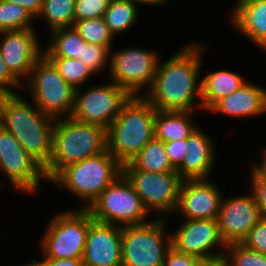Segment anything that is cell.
<instances>
[{
	"instance_id": "22",
	"label": "cell",
	"mask_w": 266,
	"mask_h": 266,
	"mask_svg": "<svg viewBox=\"0 0 266 266\" xmlns=\"http://www.w3.org/2000/svg\"><path fill=\"white\" fill-rule=\"evenodd\" d=\"M202 110L209 111L218 101L237 91L247 80L231 70H217L201 78Z\"/></svg>"
},
{
	"instance_id": "35",
	"label": "cell",
	"mask_w": 266,
	"mask_h": 266,
	"mask_svg": "<svg viewBox=\"0 0 266 266\" xmlns=\"http://www.w3.org/2000/svg\"><path fill=\"white\" fill-rule=\"evenodd\" d=\"M164 144L171 165L177 169L186 155V139L164 142Z\"/></svg>"
},
{
	"instance_id": "2",
	"label": "cell",
	"mask_w": 266,
	"mask_h": 266,
	"mask_svg": "<svg viewBox=\"0 0 266 266\" xmlns=\"http://www.w3.org/2000/svg\"><path fill=\"white\" fill-rule=\"evenodd\" d=\"M56 119L43 114L17 93H10L2 105L0 125L11 132L21 147L44 169L53 151Z\"/></svg>"
},
{
	"instance_id": "11",
	"label": "cell",
	"mask_w": 266,
	"mask_h": 266,
	"mask_svg": "<svg viewBox=\"0 0 266 266\" xmlns=\"http://www.w3.org/2000/svg\"><path fill=\"white\" fill-rule=\"evenodd\" d=\"M131 95L115 83L97 84L86 91L75 90L71 117L77 121L109 128Z\"/></svg>"
},
{
	"instance_id": "17",
	"label": "cell",
	"mask_w": 266,
	"mask_h": 266,
	"mask_svg": "<svg viewBox=\"0 0 266 266\" xmlns=\"http://www.w3.org/2000/svg\"><path fill=\"white\" fill-rule=\"evenodd\" d=\"M222 199V192L209 179L183 180L175 214L184 219H217Z\"/></svg>"
},
{
	"instance_id": "6",
	"label": "cell",
	"mask_w": 266,
	"mask_h": 266,
	"mask_svg": "<svg viewBox=\"0 0 266 266\" xmlns=\"http://www.w3.org/2000/svg\"><path fill=\"white\" fill-rule=\"evenodd\" d=\"M26 83L32 102L55 119L70 117L73 112L75 90L60 75L55 64L43 54L34 64Z\"/></svg>"
},
{
	"instance_id": "21",
	"label": "cell",
	"mask_w": 266,
	"mask_h": 266,
	"mask_svg": "<svg viewBox=\"0 0 266 266\" xmlns=\"http://www.w3.org/2000/svg\"><path fill=\"white\" fill-rule=\"evenodd\" d=\"M230 14L237 31L262 51L266 49V0H236Z\"/></svg>"
},
{
	"instance_id": "13",
	"label": "cell",
	"mask_w": 266,
	"mask_h": 266,
	"mask_svg": "<svg viewBox=\"0 0 266 266\" xmlns=\"http://www.w3.org/2000/svg\"><path fill=\"white\" fill-rule=\"evenodd\" d=\"M0 170L17 191L33 194L40 181L48 182L44 168L31 157L13 134L0 125Z\"/></svg>"
},
{
	"instance_id": "20",
	"label": "cell",
	"mask_w": 266,
	"mask_h": 266,
	"mask_svg": "<svg viewBox=\"0 0 266 266\" xmlns=\"http://www.w3.org/2000/svg\"><path fill=\"white\" fill-rule=\"evenodd\" d=\"M236 118H251L266 113V88L246 81L237 91L218 101L209 112Z\"/></svg>"
},
{
	"instance_id": "9",
	"label": "cell",
	"mask_w": 266,
	"mask_h": 266,
	"mask_svg": "<svg viewBox=\"0 0 266 266\" xmlns=\"http://www.w3.org/2000/svg\"><path fill=\"white\" fill-rule=\"evenodd\" d=\"M166 220L158 216L144 224L122 226V266H163L171 248Z\"/></svg>"
},
{
	"instance_id": "33",
	"label": "cell",
	"mask_w": 266,
	"mask_h": 266,
	"mask_svg": "<svg viewBox=\"0 0 266 266\" xmlns=\"http://www.w3.org/2000/svg\"><path fill=\"white\" fill-rule=\"evenodd\" d=\"M112 0H75V21L103 17Z\"/></svg>"
},
{
	"instance_id": "12",
	"label": "cell",
	"mask_w": 266,
	"mask_h": 266,
	"mask_svg": "<svg viewBox=\"0 0 266 266\" xmlns=\"http://www.w3.org/2000/svg\"><path fill=\"white\" fill-rule=\"evenodd\" d=\"M133 185L144 208L160 218L175 213L183 179L177 172L152 173L141 170H122Z\"/></svg>"
},
{
	"instance_id": "18",
	"label": "cell",
	"mask_w": 266,
	"mask_h": 266,
	"mask_svg": "<svg viewBox=\"0 0 266 266\" xmlns=\"http://www.w3.org/2000/svg\"><path fill=\"white\" fill-rule=\"evenodd\" d=\"M82 261L83 266H122V226L91 217Z\"/></svg>"
},
{
	"instance_id": "10",
	"label": "cell",
	"mask_w": 266,
	"mask_h": 266,
	"mask_svg": "<svg viewBox=\"0 0 266 266\" xmlns=\"http://www.w3.org/2000/svg\"><path fill=\"white\" fill-rule=\"evenodd\" d=\"M156 52L141 47L112 50L109 60L111 82L125 89L131 96H141L140 89L146 88L148 91L154 81L161 59Z\"/></svg>"
},
{
	"instance_id": "31",
	"label": "cell",
	"mask_w": 266,
	"mask_h": 266,
	"mask_svg": "<svg viewBox=\"0 0 266 266\" xmlns=\"http://www.w3.org/2000/svg\"><path fill=\"white\" fill-rule=\"evenodd\" d=\"M224 256L228 266H266V255L248 249L242 243L227 245Z\"/></svg>"
},
{
	"instance_id": "38",
	"label": "cell",
	"mask_w": 266,
	"mask_h": 266,
	"mask_svg": "<svg viewBox=\"0 0 266 266\" xmlns=\"http://www.w3.org/2000/svg\"><path fill=\"white\" fill-rule=\"evenodd\" d=\"M0 87L4 88L9 93H16L15 87L23 88L22 84L8 70L1 54H0Z\"/></svg>"
},
{
	"instance_id": "4",
	"label": "cell",
	"mask_w": 266,
	"mask_h": 266,
	"mask_svg": "<svg viewBox=\"0 0 266 266\" xmlns=\"http://www.w3.org/2000/svg\"><path fill=\"white\" fill-rule=\"evenodd\" d=\"M107 151V130L74 118L56 119L53 151L44 169L48 182L65 166Z\"/></svg>"
},
{
	"instance_id": "42",
	"label": "cell",
	"mask_w": 266,
	"mask_h": 266,
	"mask_svg": "<svg viewBox=\"0 0 266 266\" xmlns=\"http://www.w3.org/2000/svg\"><path fill=\"white\" fill-rule=\"evenodd\" d=\"M197 266H228V262L223 255L212 259L200 260Z\"/></svg>"
},
{
	"instance_id": "34",
	"label": "cell",
	"mask_w": 266,
	"mask_h": 266,
	"mask_svg": "<svg viewBox=\"0 0 266 266\" xmlns=\"http://www.w3.org/2000/svg\"><path fill=\"white\" fill-rule=\"evenodd\" d=\"M242 244L266 255V218L262 217L250 230Z\"/></svg>"
},
{
	"instance_id": "43",
	"label": "cell",
	"mask_w": 266,
	"mask_h": 266,
	"mask_svg": "<svg viewBox=\"0 0 266 266\" xmlns=\"http://www.w3.org/2000/svg\"><path fill=\"white\" fill-rule=\"evenodd\" d=\"M130 2L134 3L138 6L139 3L145 4V5H154V6H163V4L168 0H129Z\"/></svg>"
},
{
	"instance_id": "19",
	"label": "cell",
	"mask_w": 266,
	"mask_h": 266,
	"mask_svg": "<svg viewBox=\"0 0 266 266\" xmlns=\"http://www.w3.org/2000/svg\"><path fill=\"white\" fill-rule=\"evenodd\" d=\"M203 130L196 128L186 139L187 151L176 172L183 180L209 179L215 163V145Z\"/></svg>"
},
{
	"instance_id": "37",
	"label": "cell",
	"mask_w": 266,
	"mask_h": 266,
	"mask_svg": "<svg viewBox=\"0 0 266 266\" xmlns=\"http://www.w3.org/2000/svg\"><path fill=\"white\" fill-rule=\"evenodd\" d=\"M200 259L170 248L164 259L163 266H197Z\"/></svg>"
},
{
	"instance_id": "8",
	"label": "cell",
	"mask_w": 266,
	"mask_h": 266,
	"mask_svg": "<svg viewBox=\"0 0 266 266\" xmlns=\"http://www.w3.org/2000/svg\"><path fill=\"white\" fill-rule=\"evenodd\" d=\"M42 235L43 258L82 259L91 215L86 209L65 211L53 216Z\"/></svg>"
},
{
	"instance_id": "32",
	"label": "cell",
	"mask_w": 266,
	"mask_h": 266,
	"mask_svg": "<svg viewBox=\"0 0 266 266\" xmlns=\"http://www.w3.org/2000/svg\"><path fill=\"white\" fill-rule=\"evenodd\" d=\"M112 49L94 43H86L83 46L82 58H79L93 73L99 72L110 62V52Z\"/></svg>"
},
{
	"instance_id": "29",
	"label": "cell",
	"mask_w": 266,
	"mask_h": 266,
	"mask_svg": "<svg viewBox=\"0 0 266 266\" xmlns=\"http://www.w3.org/2000/svg\"><path fill=\"white\" fill-rule=\"evenodd\" d=\"M87 43L113 48L114 35L103 17L75 21L72 26Z\"/></svg>"
},
{
	"instance_id": "14",
	"label": "cell",
	"mask_w": 266,
	"mask_h": 266,
	"mask_svg": "<svg viewBox=\"0 0 266 266\" xmlns=\"http://www.w3.org/2000/svg\"><path fill=\"white\" fill-rule=\"evenodd\" d=\"M178 228L170 232L171 247L176 251L200 260L224 255L227 244L220 234L217 219H185ZM217 248L219 251H214Z\"/></svg>"
},
{
	"instance_id": "39",
	"label": "cell",
	"mask_w": 266,
	"mask_h": 266,
	"mask_svg": "<svg viewBox=\"0 0 266 266\" xmlns=\"http://www.w3.org/2000/svg\"><path fill=\"white\" fill-rule=\"evenodd\" d=\"M38 266H83L82 259H51L44 258L41 261L33 259Z\"/></svg>"
},
{
	"instance_id": "45",
	"label": "cell",
	"mask_w": 266,
	"mask_h": 266,
	"mask_svg": "<svg viewBox=\"0 0 266 266\" xmlns=\"http://www.w3.org/2000/svg\"><path fill=\"white\" fill-rule=\"evenodd\" d=\"M24 266V265H23ZM25 266H38L34 261H32V263L29 262V264L25 265Z\"/></svg>"
},
{
	"instance_id": "5",
	"label": "cell",
	"mask_w": 266,
	"mask_h": 266,
	"mask_svg": "<svg viewBox=\"0 0 266 266\" xmlns=\"http://www.w3.org/2000/svg\"><path fill=\"white\" fill-rule=\"evenodd\" d=\"M122 173V165L108 151L62 168L50 181L85 201L88 208L101 192Z\"/></svg>"
},
{
	"instance_id": "30",
	"label": "cell",
	"mask_w": 266,
	"mask_h": 266,
	"mask_svg": "<svg viewBox=\"0 0 266 266\" xmlns=\"http://www.w3.org/2000/svg\"><path fill=\"white\" fill-rule=\"evenodd\" d=\"M58 68L62 78L74 89L81 87L90 76L95 75L80 59L49 58Z\"/></svg>"
},
{
	"instance_id": "3",
	"label": "cell",
	"mask_w": 266,
	"mask_h": 266,
	"mask_svg": "<svg viewBox=\"0 0 266 266\" xmlns=\"http://www.w3.org/2000/svg\"><path fill=\"white\" fill-rule=\"evenodd\" d=\"M156 109L143 96H131L107 129V151L123 166L155 138Z\"/></svg>"
},
{
	"instance_id": "44",
	"label": "cell",
	"mask_w": 266,
	"mask_h": 266,
	"mask_svg": "<svg viewBox=\"0 0 266 266\" xmlns=\"http://www.w3.org/2000/svg\"><path fill=\"white\" fill-rule=\"evenodd\" d=\"M10 93L5 90L4 88L0 87V117H1V112H2V105L4 103V100Z\"/></svg>"
},
{
	"instance_id": "25",
	"label": "cell",
	"mask_w": 266,
	"mask_h": 266,
	"mask_svg": "<svg viewBox=\"0 0 266 266\" xmlns=\"http://www.w3.org/2000/svg\"><path fill=\"white\" fill-rule=\"evenodd\" d=\"M50 42L43 48L48 58H82L83 46L87 43L73 27L51 31Z\"/></svg>"
},
{
	"instance_id": "16",
	"label": "cell",
	"mask_w": 266,
	"mask_h": 266,
	"mask_svg": "<svg viewBox=\"0 0 266 266\" xmlns=\"http://www.w3.org/2000/svg\"><path fill=\"white\" fill-rule=\"evenodd\" d=\"M261 218L256 197L251 190L245 196L223 197L217 222L223 240L229 245L242 243Z\"/></svg>"
},
{
	"instance_id": "26",
	"label": "cell",
	"mask_w": 266,
	"mask_h": 266,
	"mask_svg": "<svg viewBox=\"0 0 266 266\" xmlns=\"http://www.w3.org/2000/svg\"><path fill=\"white\" fill-rule=\"evenodd\" d=\"M138 7L129 0H112L104 13V20L110 32L115 36L124 33L136 23Z\"/></svg>"
},
{
	"instance_id": "41",
	"label": "cell",
	"mask_w": 266,
	"mask_h": 266,
	"mask_svg": "<svg viewBox=\"0 0 266 266\" xmlns=\"http://www.w3.org/2000/svg\"><path fill=\"white\" fill-rule=\"evenodd\" d=\"M263 154H262V160H261V163L259 164H256L255 163H252L253 165L251 166L252 170L261 178V179H264L266 180V148L265 150L262 151Z\"/></svg>"
},
{
	"instance_id": "40",
	"label": "cell",
	"mask_w": 266,
	"mask_h": 266,
	"mask_svg": "<svg viewBox=\"0 0 266 266\" xmlns=\"http://www.w3.org/2000/svg\"><path fill=\"white\" fill-rule=\"evenodd\" d=\"M27 9L34 17L40 14L44 0H7Z\"/></svg>"
},
{
	"instance_id": "23",
	"label": "cell",
	"mask_w": 266,
	"mask_h": 266,
	"mask_svg": "<svg viewBox=\"0 0 266 266\" xmlns=\"http://www.w3.org/2000/svg\"><path fill=\"white\" fill-rule=\"evenodd\" d=\"M192 111L156 110L155 138L163 142L187 139L197 128L190 120Z\"/></svg>"
},
{
	"instance_id": "36",
	"label": "cell",
	"mask_w": 266,
	"mask_h": 266,
	"mask_svg": "<svg viewBox=\"0 0 266 266\" xmlns=\"http://www.w3.org/2000/svg\"><path fill=\"white\" fill-rule=\"evenodd\" d=\"M250 188L256 197L261 216L266 218V180L261 179L252 169Z\"/></svg>"
},
{
	"instance_id": "7",
	"label": "cell",
	"mask_w": 266,
	"mask_h": 266,
	"mask_svg": "<svg viewBox=\"0 0 266 266\" xmlns=\"http://www.w3.org/2000/svg\"><path fill=\"white\" fill-rule=\"evenodd\" d=\"M93 220L112 225H139L150 221L148 211L126 176L121 173L86 208Z\"/></svg>"
},
{
	"instance_id": "15",
	"label": "cell",
	"mask_w": 266,
	"mask_h": 266,
	"mask_svg": "<svg viewBox=\"0 0 266 266\" xmlns=\"http://www.w3.org/2000/svg\"><path fill=\"white\" fill-rule=\"evenodd\" d=\"M34 29L0 32V54L10 73L22 85L35 62L44 54L43 45Z\"/></svg>"
},
{
	"instance_id": "24",
	"label": "cell",
	"mask_w": 266,
	"mask_h": 266,
	"mask_svg": "<svg viewBox=\"0 0 266 266\" xmlns=\"http://www.w3.org/2000/svg\"><path fill=\"white\" fill-rule=\"evenodd\" d=\"M122 170H141L152 173L176 172L171 165L163 141L153 138Z\"/></svg>"
},
{
	"instance_id": "28",
	"label": "cell",
	"mask_w": 266,
	"mask_h": 266,
	"mask_svg": "<svg viewBox=\"0 0 266 266\" xmlns=\"http://www.w3.org/2000/svg\"><path fill=\"white\" fill-rule=\"evenodd\" d=\"M35 17L24 7L7 0H0V32L35 28Z\"/></svg>"
},
{
	"instance_id": "27",
	"label": "cell",
	"mask_w": 266,
	"mask_h": 266,
	"mask_svg": "<svg viewBox=\"0 0 266 266\" xmlns=\"http://www.w3.org/2000/svg\"><path fill=\"white\" fill-rule=\"evenodd\" d=\"M75 0H44L40 14L49 31L72 27L75 22Z\"/></svg>"
},
{
	"instance_id": "1",
	"label": "cell",
	"mask_w": 266,
	"mask_h": 266,
	"mask_svg": "<svg viewBox=\"0 0 266 266\" xmlns=\"http://www.w3.org/2000/svg\"><path fill=\"white\" fill-rule=\"evenodd\" d=\"M206 48L205 43L191 41L165 62L159 61L154 81L143 95L156 110L194 112L202 109L199 77Z\"/></svg>"
}]
</instances>
